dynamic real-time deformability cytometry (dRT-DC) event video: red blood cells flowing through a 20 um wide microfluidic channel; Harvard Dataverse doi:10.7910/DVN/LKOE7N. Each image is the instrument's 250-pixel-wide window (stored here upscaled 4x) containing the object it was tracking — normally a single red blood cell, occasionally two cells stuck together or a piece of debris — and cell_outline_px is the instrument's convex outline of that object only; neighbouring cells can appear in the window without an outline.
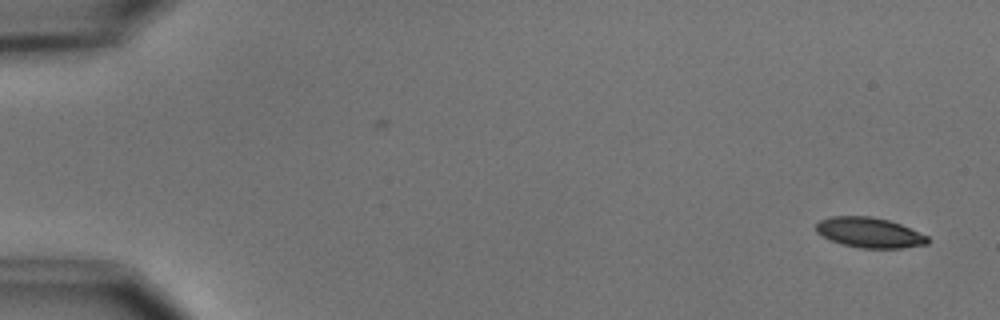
{"species": "common noctule bat (a hibernating species)", "species_latin": "Nyctalus noctula", "temperature_condition": "cold", "stored_images_in_passage": 3, "camera_frame_rate_fps": 3000, "um_per_image_px": 0.085, "animal": {"sex": "male", "body_mass_g": 15.6}, "frame": {"image": 1, "passage_image": 3, "time_ms": 2.333, "image_size_px": [1000, 320], "cell_outline_px": [[932, 240], [928, 244], [900, 248], [860, 248], [828, 240], [816, 232], [816, 224], [820, 220], [832, 216], [868, 216], [888, 220], [900, 224], [928, 236]], "centroid_in_image_um": [73.9, 19.77], "position_along_channel_um": 11.1, "area_um2": 19.65}}